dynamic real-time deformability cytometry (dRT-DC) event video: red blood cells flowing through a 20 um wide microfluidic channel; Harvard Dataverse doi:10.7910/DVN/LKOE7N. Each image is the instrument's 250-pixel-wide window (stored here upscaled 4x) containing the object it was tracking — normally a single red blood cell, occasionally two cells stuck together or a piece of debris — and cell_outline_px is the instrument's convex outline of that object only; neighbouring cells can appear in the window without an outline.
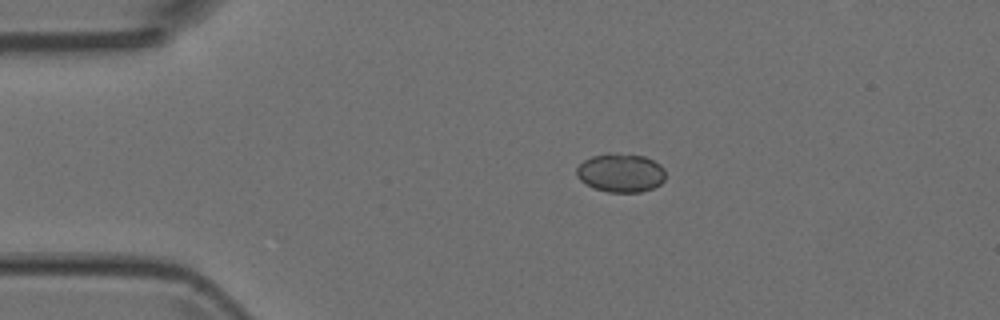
{"species": "Egyptian fruit bat (a non-hibernating species)", "species_latin": "Rousettus aegyptiacus", "temperature_condition": "room temperature", "stored_images_in_passage": 4, "camera_frame_rate_fps": 3000, "um_per_image_px": 0.085, "animal": {"sex": "female"}, "frame": {"image": 1, "passage_image": 3, "time_ms": 0.667, "image_size_px": [1000, 320], "cell_outline_px": [[664, 180], [660, 184], [652, 188], [640, 192], [608, 192], [596, 188], [580, 180], [576, 176], [576, 168], [584, 160], [592, 156], [608, 152], [612, 152], [644, 156], [660, 164], [664, 168]], "centroid_in_image_um": [52.75, 14.67], "position_along_channel_um": 32.2, "area_um2": 20.06}}